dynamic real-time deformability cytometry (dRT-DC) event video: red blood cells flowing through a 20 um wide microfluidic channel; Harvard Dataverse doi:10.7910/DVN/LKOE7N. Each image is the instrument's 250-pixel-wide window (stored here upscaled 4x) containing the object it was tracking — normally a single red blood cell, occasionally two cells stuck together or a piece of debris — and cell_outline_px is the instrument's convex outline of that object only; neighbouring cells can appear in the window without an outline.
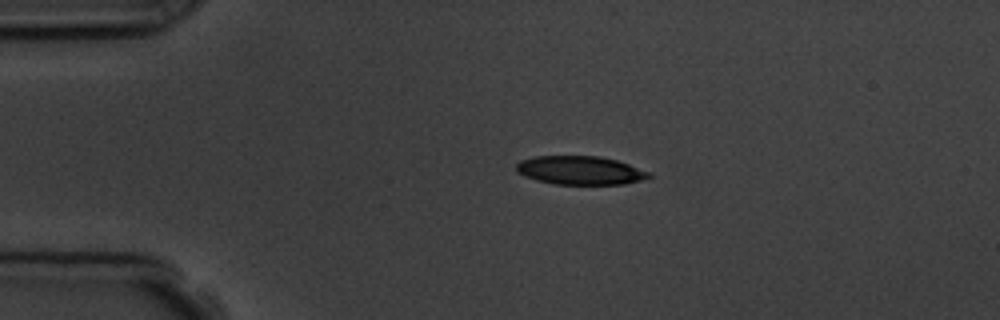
{"species": "common noctule bat (a hibernating species)", "species_latin": "Nyctalus noctula", "temperature_condition": "room temperature", "stored_images_in_passage": 4, "camera_frame_rate_fps": 3000, "um_per_image_px": 0.085, "animal": {"sex": "male", "body_mass_g": 19.5, "forearm_length_mm": 54.6}, "frame": {"image": 1, "passage_image": 2, "time_ms": 2.333, "image_size_px": [1000, 320], "cell_outline_px": [[652, 176], [640, 180], [624, 184], [556, 184], [536, 180], [524, 176], [516, 172], [516, 164], [520, 160], [532, 156], [600, 156], [616, 160], [628, 164], [648, 172]], "centroid_in_image_um": [49.25, 14.47], "position_along_channel_um": 35.8, "area_um2": 22.02}}
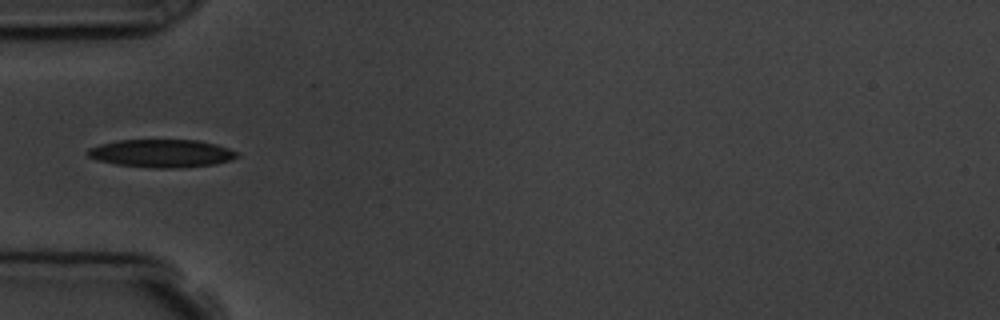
{"frame": {"image": 2, "passage_image": 4, "time_ms": 4.333, "image_size_px": [1000, 320], "cell_outline_px": [[240, 156], [232, 160], [216, 164], [180, 168], [152, 168], [116, 164], [96, 160], [88, 156], [84, 152], [88, 148], [100, 144], [120, 140], [196, 140], [216, 144], [228, 148], [236, 152]], "centroid_in_image_um": [13.73, 13.04], "position_along_channel_um": 71.3, "area_um2": 24.51}}